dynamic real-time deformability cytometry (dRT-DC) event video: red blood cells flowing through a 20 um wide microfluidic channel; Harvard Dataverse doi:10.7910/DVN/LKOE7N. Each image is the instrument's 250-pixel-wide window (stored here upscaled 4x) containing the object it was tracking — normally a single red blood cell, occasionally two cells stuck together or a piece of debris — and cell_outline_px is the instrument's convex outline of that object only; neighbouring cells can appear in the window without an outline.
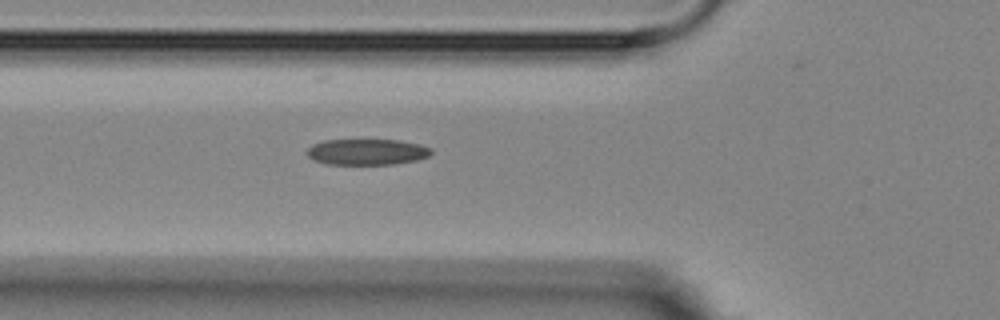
{"species": "Egyptian fruit bat (a non-hibernating species)", "species_latin": "Rousettus aegyptiacus", "temperature_condition": "room temperature", "stored_images_in_passage": 2, "camera_frame_rate_fps": 3000, "um_per_image_px": 0.085, "animal": {"sex": "female"}, "frame": {"image": 1, "passage_image": 2, "time_ms": 2.0, "image_size_px": [1000, 320], "cell_outline_px": [[432, 152], [428, 156], [416, 160], [392, 164], [324, 164], [312, 160], [308, 156], [308, 148], [312, 144], [324, 140], [400, 140], [420, 144], [432, 148]], "centroid_in_image_um": [31.18, 12.91], "position_along_channel_um": 94.6, "area_um2": 18.84}}